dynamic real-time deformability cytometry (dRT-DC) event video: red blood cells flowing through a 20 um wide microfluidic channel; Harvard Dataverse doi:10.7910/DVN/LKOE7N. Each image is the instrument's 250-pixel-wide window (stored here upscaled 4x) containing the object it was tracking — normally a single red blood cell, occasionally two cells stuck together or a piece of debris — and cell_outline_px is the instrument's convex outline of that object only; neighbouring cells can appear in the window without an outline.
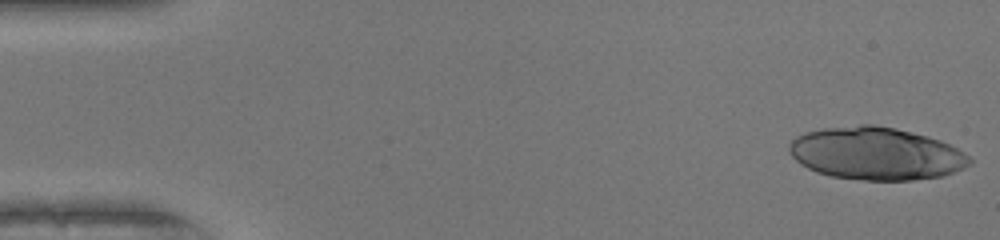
{"species": "human", "species_latin": "Homo sapiens", "temperature_condition": "warm", "stored_images_in_passage": 18, "camera_frame_rate_fps": 3000, "um_per_image_px": 0.085, "donor": {"sex": "female"}, "frame": {"image": 1, "passage_image": 1, "time_ms": 0.0, "image_size_px": [1000, 240], "cell_outline_px": [[972, 164], [964, 168], [940, 176], [912, 180], [864, 180], [832, 176], [816, 172], [800, 164], [792, 156], [788, 148], [788, 144], [796, 136], [808, 132], [824, 128], [860, 124], [876, 124], [896, 128], [928, 136], [940, 140], [964, 152], [972, 160]], "centroid_in_image_um": [74.46, 13.04], "position_along_channel_um": 10.5, "area_um2": 55.31}}
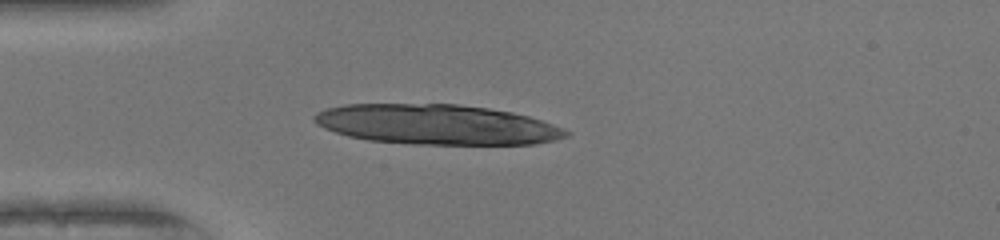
{"frame": {"image": 2, "passage_image": 13, "time_ms": 4.0, "image_size_px": [1000, 240], "cell_outline_px": [[572, 132], [568, 136], [556, 140], [536, 144], [412, 144], [368, 140], [348, 136], [324, 128], [316, 124], [312, 120], [312, 116], [316, 112], [328, 108], [344, 104], [456, 104], [488, 108], [512, 112], [528, 116], [564, 128]], "centroid_in_image_um": [37.11, 10.58], "position_along_channel_um": 47.9, "area_um2": 58.9}}